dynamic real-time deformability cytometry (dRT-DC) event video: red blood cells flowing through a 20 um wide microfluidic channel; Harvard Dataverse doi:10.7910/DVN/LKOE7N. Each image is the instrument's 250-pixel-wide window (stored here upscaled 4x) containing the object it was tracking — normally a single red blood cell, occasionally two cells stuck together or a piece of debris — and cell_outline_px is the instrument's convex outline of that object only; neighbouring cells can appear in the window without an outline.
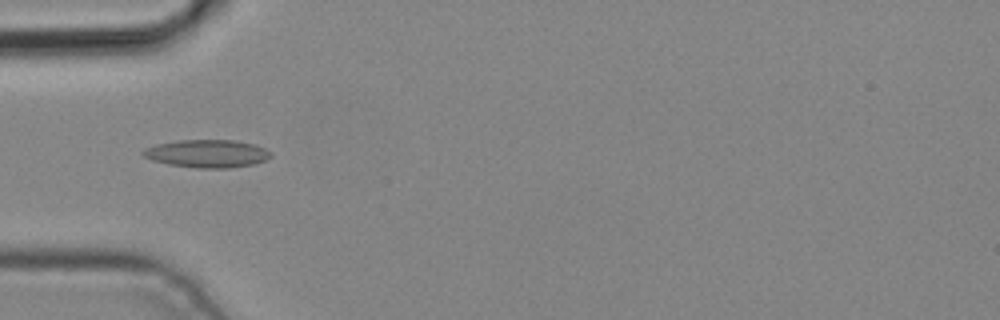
{"species": "common noctule bat (a hibernating species)", "species_latin": "Nyctalus noctula", "temperature_condition": "cold", "stored_images_in_passage": 3, "camera_frame_rate_fps": 3000, "um_per_image_px": 0.085, "animal": {"sex": "male", "body_mass_g": 19.2, "forearm_length_mm": 51.8}, "frame": {"image": 1, "passage_image": 3, "time_ms": 0.667, "image_size_px": [1000, 320], "cell_outline_px": [[272, 156], [268, 160], [252, 164], [228, 168], [196, 168], [168, 164], [152, 160], [144, 156], [140, 152], [144, 148], [156, 144], [180, 140], [236, 140], [252, 144], [264, 148], [272, 152]], "centroid_in_image_um": [17.61, 13.05], "position_along_channel_um": 67.4, "area_um2": 20.81}}